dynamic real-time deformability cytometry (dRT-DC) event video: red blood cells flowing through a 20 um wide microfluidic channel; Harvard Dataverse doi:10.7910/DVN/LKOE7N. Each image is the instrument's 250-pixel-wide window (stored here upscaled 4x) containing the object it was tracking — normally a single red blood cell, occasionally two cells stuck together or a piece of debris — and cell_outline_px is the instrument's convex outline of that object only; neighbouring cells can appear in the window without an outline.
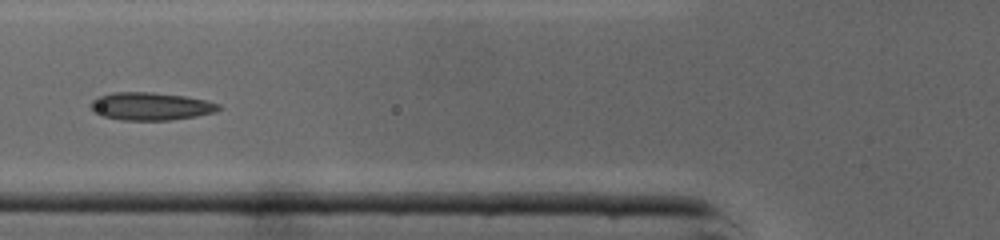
{"species": "common noctule bat (a hibernating species)", "species_latin": "Nyctalus noctula", "temperature_condition": "cold", "stored_images_in_passage": 31, "camera_frame_rate_fps": 3000, "um_per_image_px": 0.085, "animal": {"sex": "male", "body_mass_g": 19.0, "forearm_length_mm": 50.8}, "frame": {"image": 1, "passage_image": 5, "time_ms": 1.333, "image_size_px": [1000, 240], "cell_outline_px": [[224, 108], [216, 112], [196, 116], [172, 120], [120, 120], [104, 116], [92, 112], [88, 104], [92, 100], [100, 96], [112, 92], [152, 92], [184, 96], [204, 100], [220, 104]], "centroid_in_image_um": [12.8, 9.04], "position_along_channel_um": 113.0, "area_um2": 20.92}}
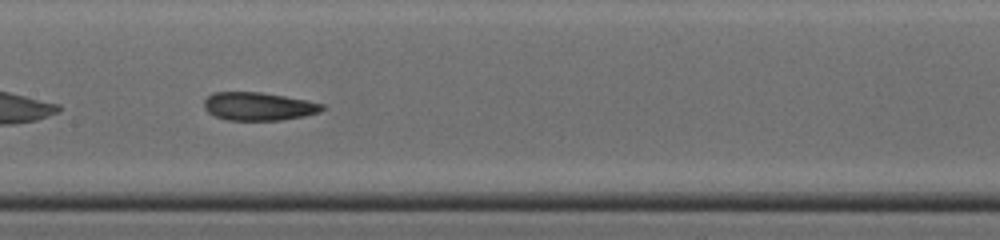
{"frame": {"image": 2, "passage_image": 10, "time_ms": 3.0, "image_size_px": [1000, 240], "cell_outline_px": [[324, 108], [320, 112], [304, 116], [280, 120], [228, 120], [216, 116], [208, 112], [204, 108], [204, 100], [212, 92], [260, 92], [284, 96], [324, 104]], "centroid_in_image_um": [21.95, 9.04], "position_along_channel_um": 185.4, "area_um2": 19.25}, "authors_computed_cell_mechanics": {"area_um2": 20.1722, "velocity_mm_per_s": 4.3592, "shape_relaxation_time_tau1_ms": null, "shape_relaxation_time_tau2_ms": 2.6679, "deformation_change_tau1": null, "deformation_change_tau2": 0.0971}}